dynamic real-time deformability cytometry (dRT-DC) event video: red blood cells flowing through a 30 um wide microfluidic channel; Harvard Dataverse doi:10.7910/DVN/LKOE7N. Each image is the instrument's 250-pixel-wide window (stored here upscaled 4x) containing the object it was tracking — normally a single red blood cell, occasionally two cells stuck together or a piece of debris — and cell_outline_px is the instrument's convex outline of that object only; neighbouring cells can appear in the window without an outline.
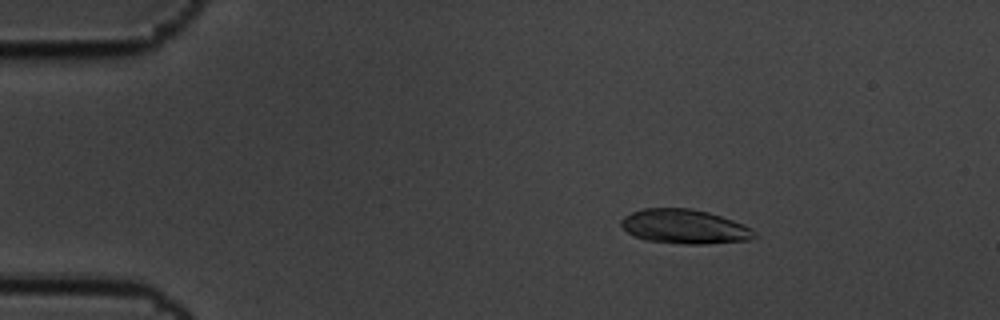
{"species": "common noctule bat (a hibernating species)", "species_latin": "Nyctalus noctula", "temperature_condition": "cold", "stored_images_in_passage": 55, "camera_frame_rate_fps": 3000, "um_per_image_px": 0.085, "animal": {"sex": "male", "body_mass_g": 19.5, "forearm_length_mm": 54.6}, "frame": {"image": 1, "passage_image": 6, "time_ms": 1.667, "image_size_px": [1000, 320], "cell_outline_px": [[756, 236], [752, 240], [708, 244], [684, 244], [648, 240], [636, 236], [628, 232], [620, 224], [620, 220], [624, 216], [632, 212], [644, 208], [692, 208], [708, 212], [744, 224], [752, 228], [756, 232]], "centroid_in_image_um": [58.23, 19.26], "position_along_channel_um": 26.8, "area_um2": 26.7}}
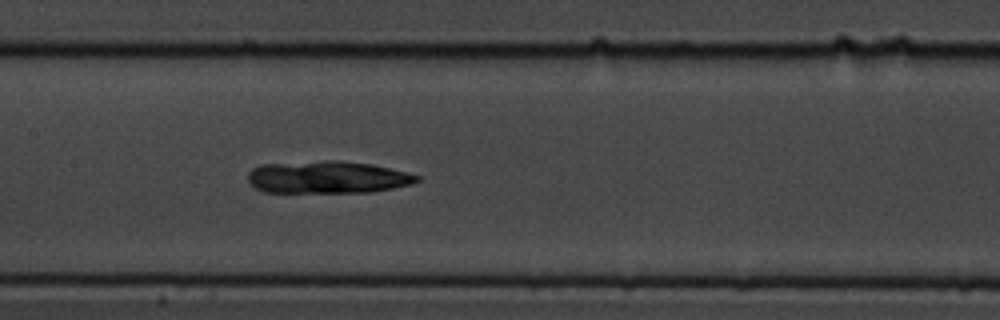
{"frame": {"image": 2, "passage_image": 25, "time_ms": 8.0, "image_size_px": [1000, 320], "cell_outline_px": [[424, 180], [412, 184], [392, 188], [368, 192], [264, 192], [256, 188], [248, 180], [248, 172], [252, 168], [260, 164], [324, 160], [340, 160], [372, 164], [408, 172], [420, 176]], "centroid_in_image_um": [27.86, 15.05], "position_along_channel_um": 179.5, "area_um2": 32.19}}
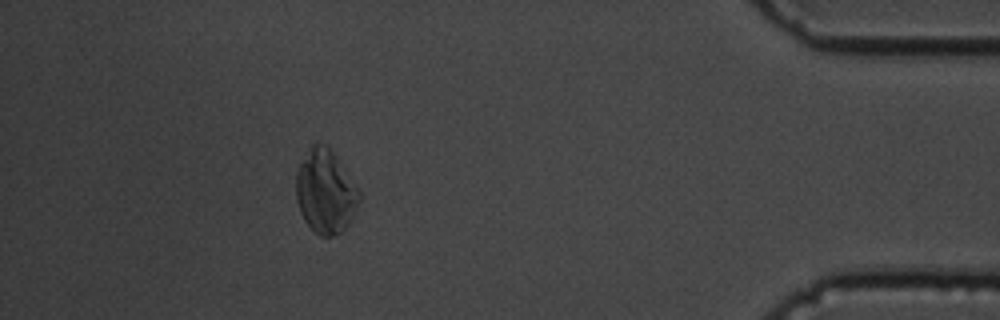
{"frame": {"image": 3, "passage_image": 49, "time_ms": 16.0, "image_size_px": [1000, 320], "cell_outline_px": [[360, 200], [348, 224], [340, 232], [332, 236], [320, 236], [304, 220], [300, 212], [296, 200], [296, 172], [308, 148], [312, 144], [324, 144], [336, 156], [356, 184], [360, 192]], "centroid_in_image_um": [27.65, 16.28], "position_along_channel_um": 407.5, "area_um2": 30.52}}